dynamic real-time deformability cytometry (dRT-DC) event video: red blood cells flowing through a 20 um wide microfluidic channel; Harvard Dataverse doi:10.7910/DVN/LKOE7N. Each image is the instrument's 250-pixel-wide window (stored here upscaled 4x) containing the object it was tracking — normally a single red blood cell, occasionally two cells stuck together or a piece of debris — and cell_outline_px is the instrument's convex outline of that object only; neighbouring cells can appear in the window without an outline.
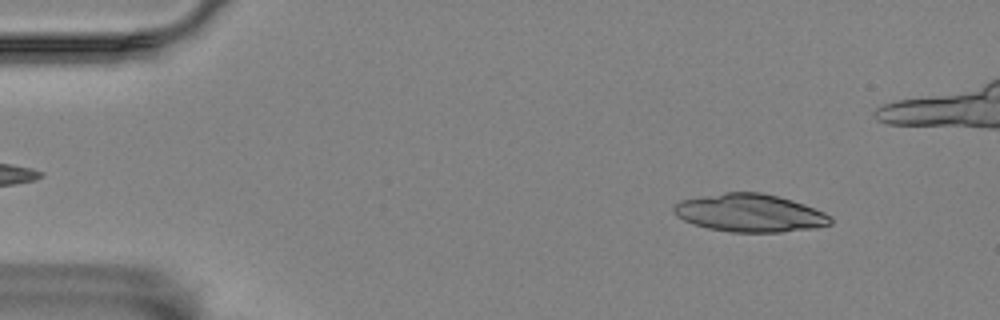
{"species": "Egyptian fruit bat (a non-hibernating species)", "species_latin": "Rousettus aegyptiacus", "temperature_condition": "room temperature", "stored_images_in_passage": 5, "camera_frame_rate_fps": 3000, "um_per_image_px": 0.085, "animal": {"sex": "female"}, "frame": {"image": 1, "passage_image": 1, "time_ms": 0.0, "image_size_px": [1000, 320], "cell_outline_px": [[832, 224], [816, 228], [780, 232], [732, 232], [708, 228], [692, 224], [676, 216], [672, 212], [672, 208], [680, 200], [724, 192], [760, 192], [792, 200], [804, 204], [824, 212], [832, 220]], "centroid_in_image_um": [63.71, 18.1], "position_along_channel_um": 21.3, "area_um2": 34.62}}
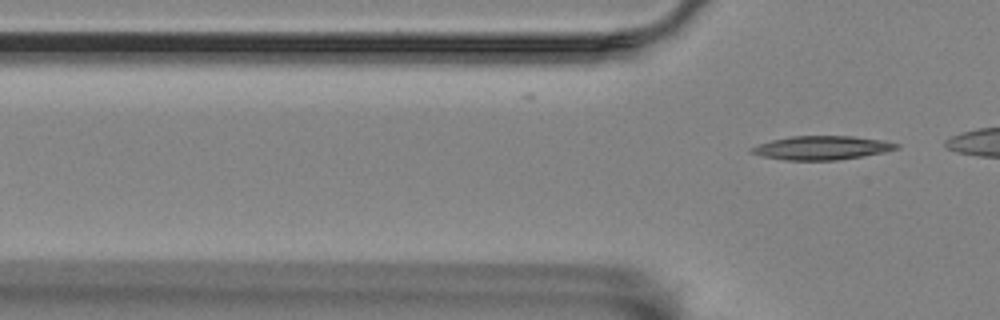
{"frame": {"image": 2, "passage_image": 5, "time_ms": 5.667, "image_size_px": [1000, 320], "cell_outline_px": [[900, 148], [860, 156], [836, 160], [784, 160], [760, 156], [748, 152], [752, 148], [760, 144], [772, 140], [792, 136], [852, 136], [884, 140], [900, 144]], "centroid_in_image_um": [69.83, 12.56], "position_along_channel_um": 56.0, "area_um2": 19.88}}